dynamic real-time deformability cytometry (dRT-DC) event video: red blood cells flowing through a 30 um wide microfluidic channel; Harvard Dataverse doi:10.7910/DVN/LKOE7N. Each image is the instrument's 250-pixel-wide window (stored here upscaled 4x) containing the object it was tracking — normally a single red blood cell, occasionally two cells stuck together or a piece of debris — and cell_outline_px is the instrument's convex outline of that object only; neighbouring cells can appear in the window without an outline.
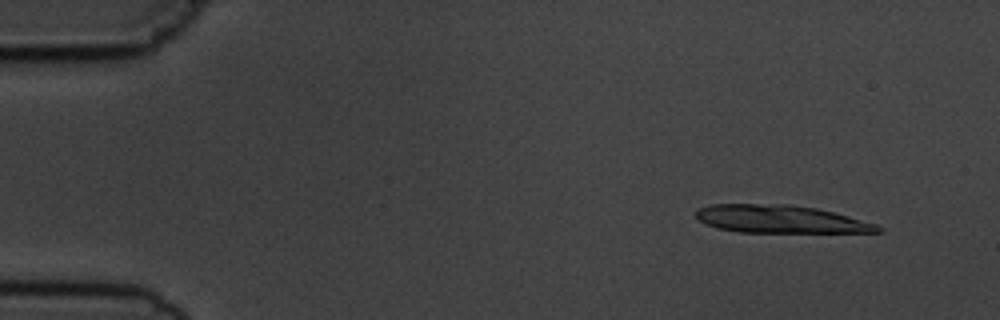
{"species": "common noctule bat (a hibernating species)", "species_latin": "Nyctalus noctula", "temperature_condition": "cold", "stored_images_in_passage": 7, "camera_frame_rate_fps": 3000, "um_per_image_px": 0.085, "animal": {"sex": "male", "body_mass_g": 19.5, "forearm_length_mm": 54.6}, "frame": {"image": 1, "passage_image": 2, "time_ms": 1.0, "image_size_px": [1000, 320], "cell_outline_px": [[884, 232], [740, 232], [716, 228], [704, 224], [692, 212], [696, 208], [712, 204], [788, 204], [816, 208], [848, 216], [876, 224], [884, 228]], "centroid_in_image_um": [66.28, 18.62], "position_along_channel_um": 18.7, "area_um2": 29.59}}
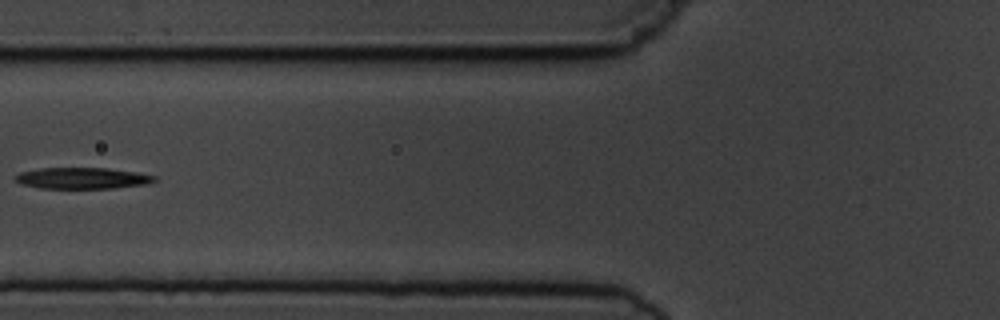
{"frame": {"image": 2, "passage_image": 6, "time_ms": 6.667, "image_size_px": [1000, 320], "cell_outline_px": [[156, 180], [148, 184], [112, 188], [40, 188], [24, 184], [12, 180], [12, 176], [20, 172], [40, 168], [108, 168], [136, 172], [156, 176]], "centroid_in_image_um": [6.97, 15.14], "position_along_channel_um": 118.8, "area_um2": 17.28}}
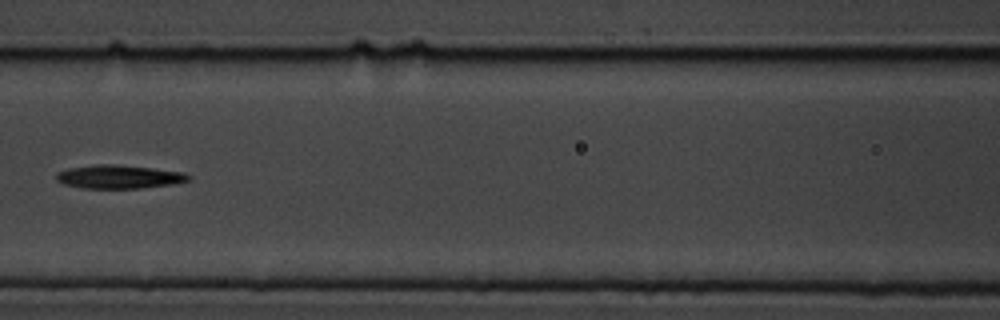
{"frame": {"image": 3, "passage_image": 7, "time_ms": 7.667, "image_size_px": [1000, 320], "cell_outline_px": [[192, 180], [172, 184], [140, 188], [84, 188], [64, 184], [56, 180], [56, 172], [68, 168], [96, 164], [116, 164], [152, 168], [184, 172], [192, 176]], "centroid_in_image_um": [10.13, 15.02], "position_along_channel_um": 156.5, "area_um2": 18.21}}